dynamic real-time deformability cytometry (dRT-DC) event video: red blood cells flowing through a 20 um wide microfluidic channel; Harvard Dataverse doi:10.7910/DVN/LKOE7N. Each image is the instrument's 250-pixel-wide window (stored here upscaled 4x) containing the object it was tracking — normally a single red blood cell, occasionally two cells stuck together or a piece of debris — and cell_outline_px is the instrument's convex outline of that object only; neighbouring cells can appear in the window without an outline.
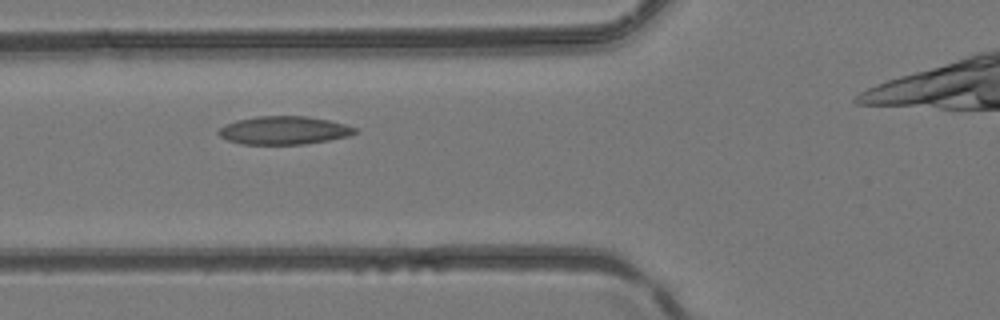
{"species": "common noctule bat (a hibernating species)", "species_latin": "Nyctalus noctula", "temperature_condition": "room temperature", "stored_images_in_passage": 2, "camera_frame_rate_fps": 3000, "um_per_image_px": 0.085, "animal": {"sex": "female", "body_mass_g": 24.6, "forearm_length_mm": 56.2}, "frame": {"image": 1, "passage_image": 2, "time_ms": 0.333, "image_size_px": [1000, 320], "cell_outline_px": [[360, 132], [348, 136], [328, 140], [304, 144], [240, 144], [228, 140], [220, 136], [216, 132], [224, 124], [236, 120], [256, 116], [308, 116], [328, 120], [344, 124], [356, 128]], "centroid_in_image_um": [24.12, 11.07], "position_along_channel_um": 101.7, "area_um2": 22.48}}